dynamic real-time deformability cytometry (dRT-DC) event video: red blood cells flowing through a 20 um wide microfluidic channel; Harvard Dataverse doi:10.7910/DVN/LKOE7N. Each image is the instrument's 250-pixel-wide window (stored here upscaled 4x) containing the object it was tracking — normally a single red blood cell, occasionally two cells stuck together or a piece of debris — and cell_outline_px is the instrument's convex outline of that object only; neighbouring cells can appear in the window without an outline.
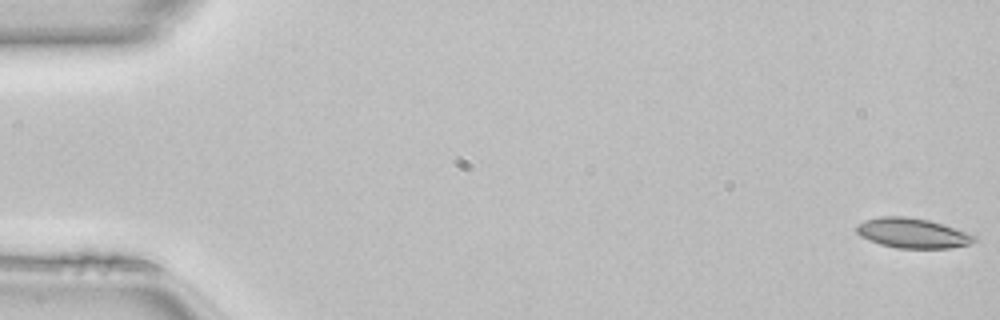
{"species": "common noctule bat (a hibernating species)", "species_latin": "Nyctalus noctula", "temperature_condition": "room temperature", "stored_images_in_passage": 50, "camera_frame_rate_fps": 3000, "um_per_image_px": 0.085, "animal": {"sex": "female", "body_mass_g": 22.7, "forearm_length_mm": 54.2}, "frame": {"image": 1, "passage_image": 1, "time_ms": 0.0, "image_size_px": [1000, 320], "cell_outline_px": [[980, 240], [968, 244], [948, 248], [896, 248], [880, 244], [868, 240], [860, 236], [856, 232], [856, 224], [864, 220], [880, 216], [908, 216], [928, 220], [976, 236]], "centroid_in_image_um": [77.5, 19.81], "position_along_channel_um": 7.5, "area_um2": 20.46}}
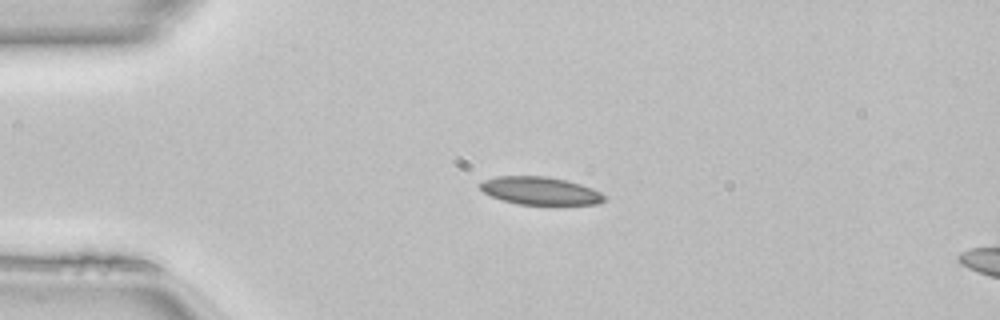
{"frame": {"image": 2, "passage_image": 12, "time_ms": 3.667, "image_size_px": [1000, 320], "cell_outline_px": [[608, 196], [604, 200], [596, 204], [520, 204], [504, 200], [492, 196], [484, 192], [480, 188], [480, 184], [484, 180], [496, 176], [548, 176], [568, 180], [592, 188]], "centroid_in_image_um": [45.94, 16.2], "position_along_channel_um": 39.1, "area_um2": 20.0}}
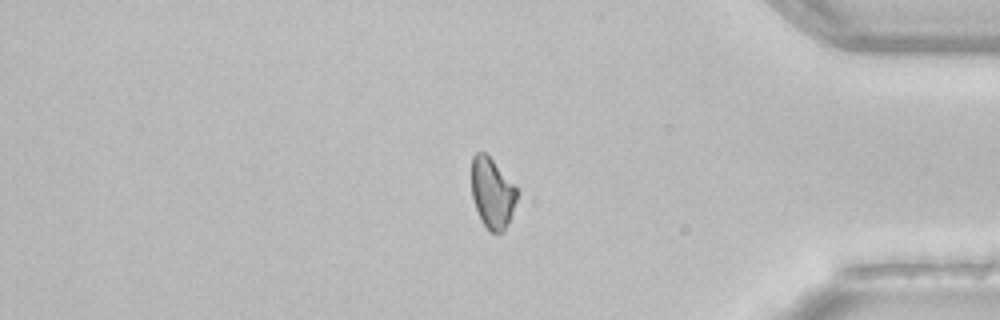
{"frame": {"image": 3, "passage_image": 42, "time_ms": 13.667, "image_size_px": [1000, 320], "cell_outline_px": [[516, 200], [512, 212], [504, 232], [488, 232], [480, 220], [472, 196], [472, 156], [476, 152], [484, 152], [492, 160], [516, 188]], "centroid_in_image_um": [41.8, 16.44], "position_along_channel_um": 393.4, "area_um2": 18.26}}